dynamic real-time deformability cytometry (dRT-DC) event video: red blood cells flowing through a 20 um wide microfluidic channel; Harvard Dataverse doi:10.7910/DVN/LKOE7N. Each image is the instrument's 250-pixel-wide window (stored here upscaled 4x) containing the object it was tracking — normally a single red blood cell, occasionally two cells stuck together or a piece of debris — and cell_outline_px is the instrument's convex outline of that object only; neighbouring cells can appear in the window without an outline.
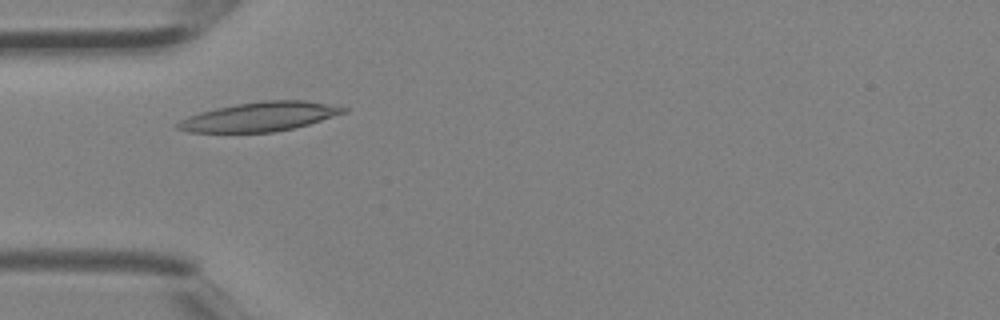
{"species": "Egyptian fruit bat (a non-hibernating species)", "species_latin": "Rousettus aegyptiacus", "temperature_condition": "room temperature", "stored_images_in_passage": 3, "camera_frame_rate_fps": 3000, "um_per_image_px": 0.085, "animal": {"sex": "female"}, "frame": {"image": 1, "passage_image": 2, "time_ms": 0.333, "image_size_px": [1000, 320], "cell_outline_px": [[348, 112], [308, 124], [292, 128], [272, 132], [188, 132], [176, 128], [176, 124], [180, 120], [188, 116], [200, 112], [216, 108], [236, 104], [264, 100], [304, 100], [348, 108]], "centroid_in_image_um": [22.06, 9.91], "position_along_channel_um": 62.9, "area_um2": 27.98}}
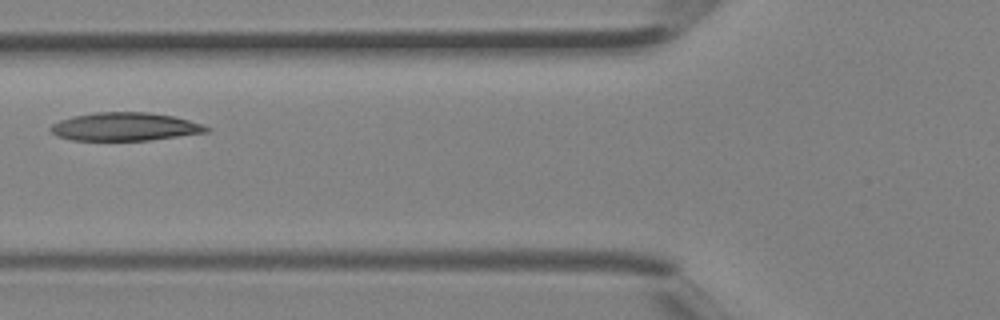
{"frame": {"image": 2, "passage_image": 3, "time_ms": 0.667, "image_size_px": [1000, 320], "cell_outline_px": [[212, 128], [208, 132], [148, 140], [72, 140], [56, 136], [48, 128], [52, 124], [60, 120], [72, 116], [96, 112], [148, 112], [172, 116], [204, 124]], "centroid_in_image_um": [10.61, 10.76], "position_along_channel_um": 115.2, "area_um2": 25.61}}